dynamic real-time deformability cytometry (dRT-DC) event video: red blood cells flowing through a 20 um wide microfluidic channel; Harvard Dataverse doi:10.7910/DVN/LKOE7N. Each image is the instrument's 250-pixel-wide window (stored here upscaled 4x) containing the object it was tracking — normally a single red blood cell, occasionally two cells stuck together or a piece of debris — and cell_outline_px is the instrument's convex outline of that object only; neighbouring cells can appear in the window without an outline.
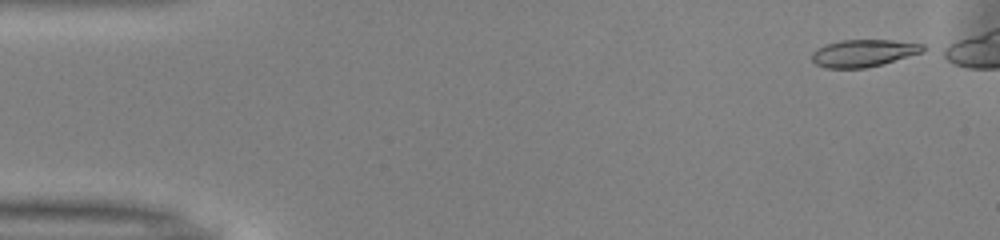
{"species": "common noctule bat (a hibernating species)", "species_latin": "Nyctalus noctula", "temperature_condition": "warm", "stored_images_in_passage": 41, "camera_frame_rate_fps": 3000, "um_per_image_px": 0.085, "animal": {"sex": "male", "body_mass_g": 13.0, "forearm_length_mm": 53.1}, "frame": {"image": 1, "passage_image": 2, "time_ms": 0.333, "image_size_px": [1000, 240], "cell_outline_px": [[924, 52], [880, 64], [864, 68], [824, 68], [816, 64], [812, 60], [812, 52], [816, 48], [840, 40], [892, 40], [924, 44]], "centroid_in_image_um": [73.38, 4.51], "position_along_channel_um": 11.6, "area_um2": 17.51}}
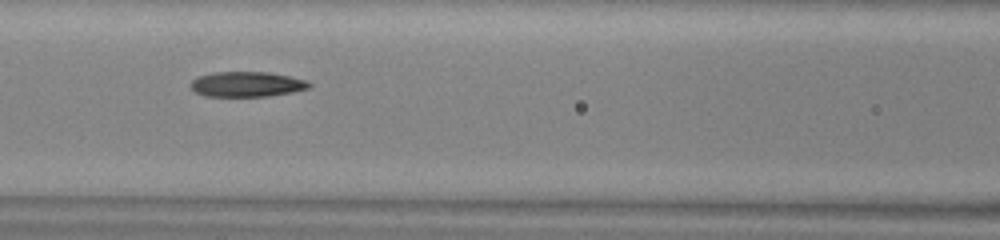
{"frame": {"image": 2, "passage_image": 21, "time_ms": 6.667, "image_size_px": [1000, 240], "cell_outline_px": [[312, 84], [308, 88], [292, 92], [268, 96], [204, 96], [196, 92], [192, 88], [192, 80], [200, 76], [212, 72], [268, 72], [292, 76], [308, 80]], "centroid_in_image_um": [21.03, 7.15], "position_along_channel_um": 145.6, "area_um2": 17.34}}
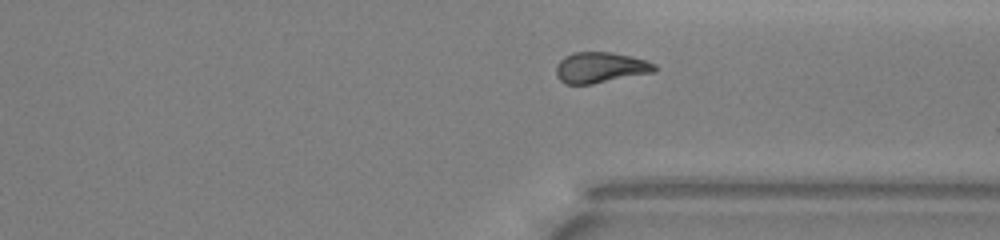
{"frame": {"image": 3, "passage_image": 37, "time_ms": 12.0, "image_size_px": [1000, 240], "cell_outline_px": [[656, 72], [592, 84], [564, 84], [556, 76], [556, 64], [564, 56], [572, 52], [612, 52], [644, 60], [656, 64]], "centroid_in_image_um": [51.0, 5.74], "position_along_channel_um": 360.4, "area_um2": 17.74}}